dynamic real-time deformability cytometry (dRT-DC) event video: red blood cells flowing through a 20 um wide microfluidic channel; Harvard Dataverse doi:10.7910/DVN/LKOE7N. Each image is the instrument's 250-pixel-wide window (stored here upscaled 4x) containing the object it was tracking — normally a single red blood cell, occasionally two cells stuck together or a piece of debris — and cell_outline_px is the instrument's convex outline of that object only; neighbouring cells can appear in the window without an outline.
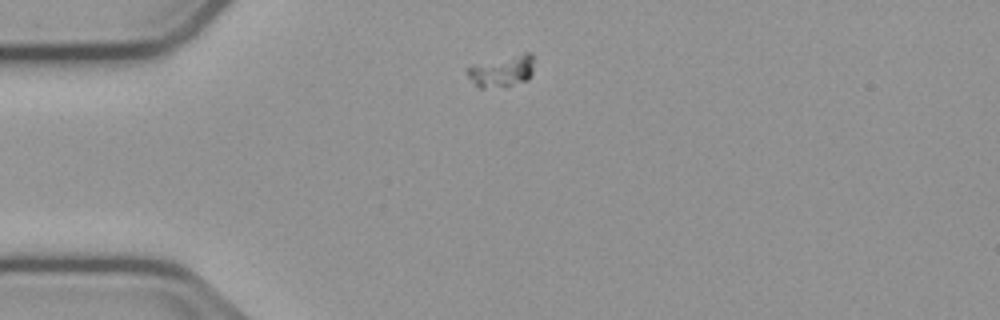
{"species": "common noctule bat (a hibernating species)", "species_latin": "Nyctalus noctula", "temperature_condition": "cold", "stored_images_in_passage": 36, "camera_frame_rate_fps": 3000, "um_per_image_px": 0.085, "animal": {"sex": "male", "body_mass_g": 23.1, "forearm_length_mm": 52.7}, "frame": {"image": 1, "passage_image": 1, "time_ms": 0.0, "image_size_px": [1000, 320], "cell_outline_px": [[532, 76], [528, 80], [504, 88], [480, 88], [464, 72], [464, 68], [472, 64], [524, 52], [532, 52]], "centroid_in_image_um": [42.64, 6.05], "position_along_channel_um": 42.4, "area_um2": 12.72}}
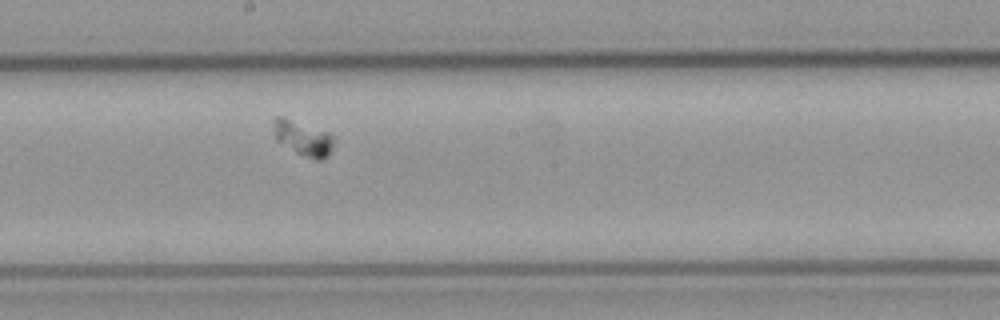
{"frame": {"image": 2, "passage_image": 18, "time_ms": 5.667, "image_size_px": [1000, 320], "cell_outline_px": [[332, 148], [328, 156], [320, 160], [316, 160], [304, 156], [296, 152], [276, 140], [272, 124], [276, 116], [280, 116], [328, 132], [332, 136]], "centroid_in_image_um": [25.74, 11.75], "position_along_channel_um": 222.5, "area_um2": 11.96}}
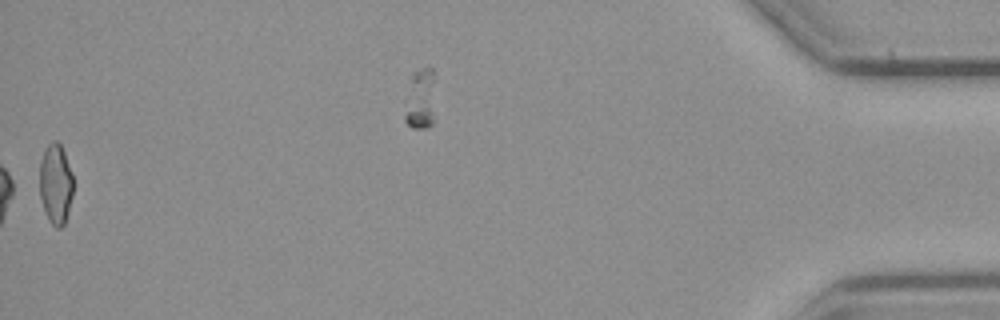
{"frame": {"image": 3, "passage_image": 36, "time_ms": 11.667, "image_size_px": [1000, 320], "cell_outline_px": [[72, 196], [64, 224], [60, 228], [56, 228], [52, 224], [44, 208], [40, 196], [40, 160], [48, 144], [52, 140], [56, 140], [60, 144], [64, 152], [72, 176]], "centroid_in_image_um": [4.72, 15.61], "position_along_channel_um": 430.5, "area_um2": 15.32}}